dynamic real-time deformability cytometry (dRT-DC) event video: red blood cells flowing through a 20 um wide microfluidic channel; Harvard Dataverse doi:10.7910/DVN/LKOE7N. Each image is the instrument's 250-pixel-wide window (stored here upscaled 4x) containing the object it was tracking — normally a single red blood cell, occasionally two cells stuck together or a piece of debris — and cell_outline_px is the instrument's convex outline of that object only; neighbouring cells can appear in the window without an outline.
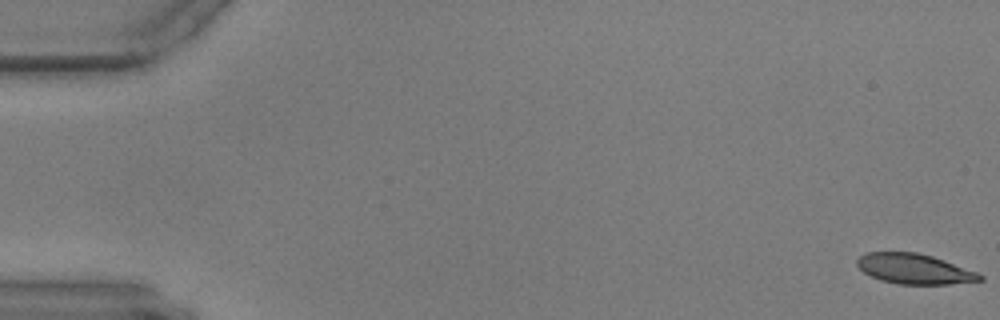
{"species": "common noctule bat (a hibernating species)", "species_latin": "Nyctalus noctula", "temperature_condition": "warm", "stored_images_in_passage": 59, "camera_frame_rate_fps": 3000, "um_per_image_px": 0.085, "animal": {"sex": "male", "body_mass_g": 17.9, "forearm_length_mm": 54.2}, "frame": {"image": 1, "passage_image": 1, "time_ms": 0.0, "image_size_px": [1000, 320], "cell_outline_px": [[984, 280], [948, 284], [896, 284], [880, 280], [864, 272], [856, 264], [856, 260], [860, 256], [868, 252], [916, 252], [932, 256], [944, 260], [976, 272], [984, 276]], "centroid_in_image_um": [77.71, 22.86], "position_along_channel_um": 7.3, "area_um2": 21.44}}
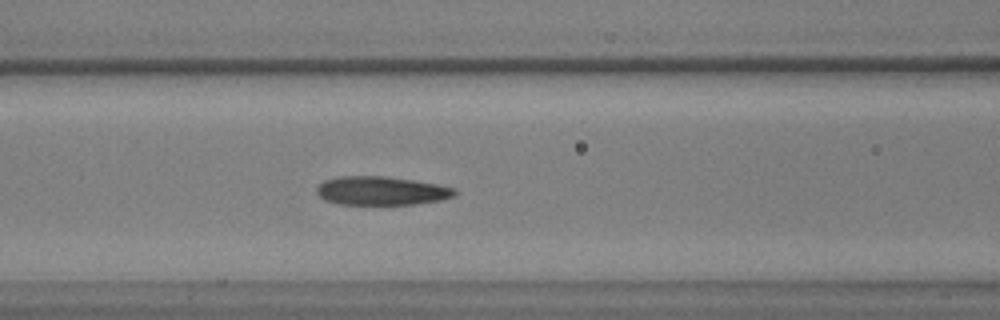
{"frame": {"image": 2, "passage_image": 25, "time_ms": 8.0, "image_size_px": [1000, 320], "cell_outline_px": [[460, 192], [456, 196], [440, 200], [412, 204], [340, 204], [324, 200], [316, 192], [316, 188], [324, 180], [340, 176], [384, 176], [412, 180], [436, 184], [456, 188]], "centroid_in_image_um": [32.44, 16.21], "position_along_channel_um": 134.2, "area_um2": 23.06}}
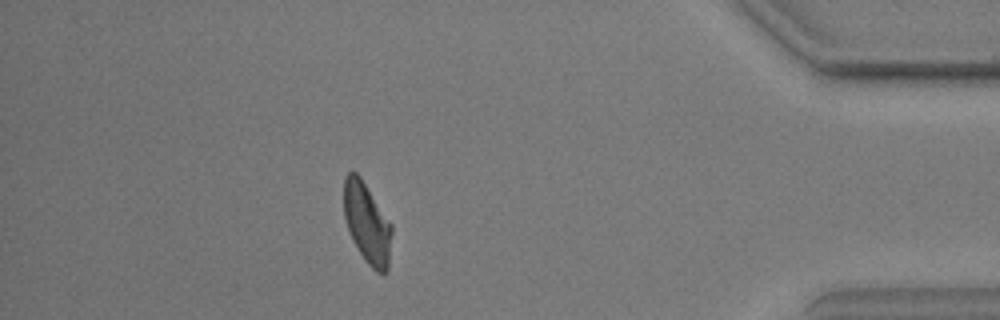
{"frame": {"image": 3, "passage_image": 52, "time_ms": 17.0, "image_size_px": [1000, 320], "cell_outline_px": [[392, 232], [388, 268], [384, 276], [376, 272], [364, 260], [356, 248], [352, 240], [344, 216], [344, 176], [348, 172], [356, 172], [360, 176], [392, 224]], "centroid_in_image_um": [31.2, 19.0], "position_along_channel_um": 404.0, "area_um2": 22.66}}